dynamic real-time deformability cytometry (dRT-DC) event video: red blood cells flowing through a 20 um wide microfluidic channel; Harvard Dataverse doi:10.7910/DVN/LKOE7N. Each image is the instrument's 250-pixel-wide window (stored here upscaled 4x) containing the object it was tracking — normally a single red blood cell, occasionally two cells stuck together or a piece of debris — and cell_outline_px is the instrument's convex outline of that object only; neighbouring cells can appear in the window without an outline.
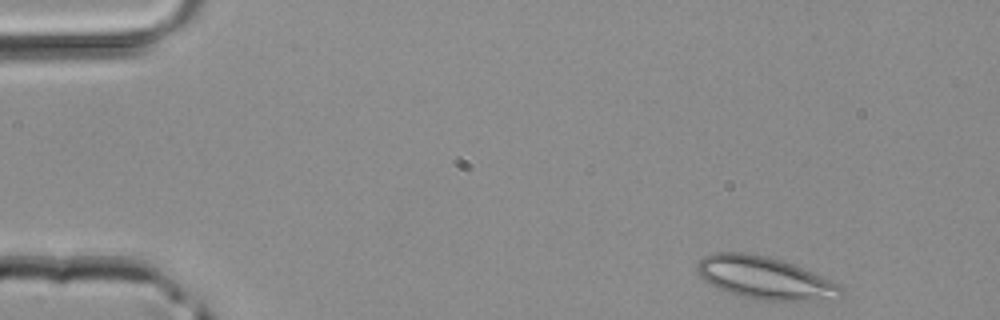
{"species": "common noctule bat (a hibernating species)", "species_latin": "Nyctalus noctula", "temperature_condition": "room temperature", "stored_images_in_passage": 41, "camera_frame_rate_fps": 3000, "um_per_image_px": 0.085, "animal": {"sex": "male", "body_mass_g": 20.4}, "frame": {"image": 1, "passage_image": 1, "time_ms": 0.0, "image_size_px": [1000, 320], "cell_outline_px": [[844, 292], [804, 300], [756, 300], [736, 296], [704, 280], [696, 272], [696, 264], [704, 256], [716, 252], [744, 252], [768, 256], [792, 264], [812, 272], [840, 284], [844, 288]], "centroid_in_image_um": [64.88, 23.59], "position_along_channel_um": 20.1, "area_um2": 34.8}}
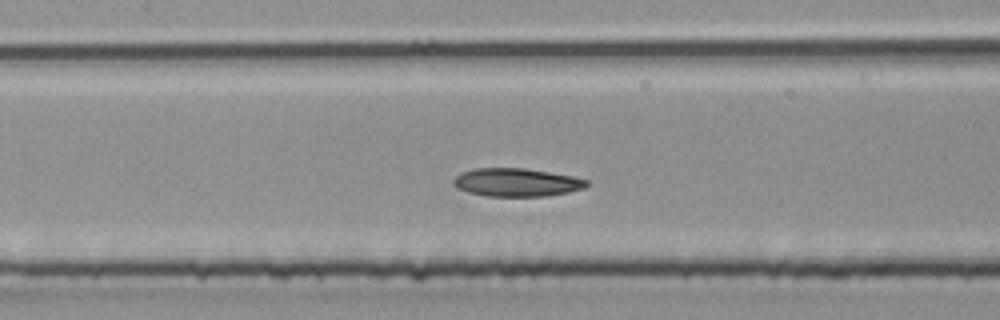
{"frame": {"image": 2, "passage_image": 17, "time_ms": 5.333, "image_size_px": [1000, 320], "cell_outline_px": [[588, 184], [584, 188], [568, 192], [544, 196], [484, 196], [468, 192], [456, 188], [452, 184], [452, 180], [456, 176], [464, 172], [476, 168], [524, 168], [572, 176], [588, 180]], "centroid_in_image_um": [43.88, 15.5], "position_along_channel_um": 163.5, "area_um2": 21.79}}
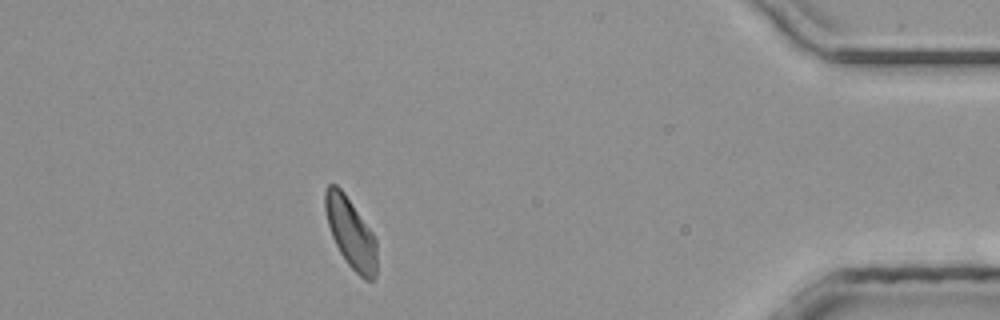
{"frame": {"image": 3, "passage_image": 36, "time_ms": 11.667, "image_size_px": [1000, 320], "cell_outline_px": [[376, 276], [372, 280], [364, 280], [348, 264], [340, 252], [332, 236], [328, 224], [324, 208], [324, 192], [328, 184], [336, 184], [344, 192], [372, 232], [376, 240]], "centroid_in_image_um": [29.8, 19.78], "position_along_channel_um": 405.4, "area_um2": 20.92}}